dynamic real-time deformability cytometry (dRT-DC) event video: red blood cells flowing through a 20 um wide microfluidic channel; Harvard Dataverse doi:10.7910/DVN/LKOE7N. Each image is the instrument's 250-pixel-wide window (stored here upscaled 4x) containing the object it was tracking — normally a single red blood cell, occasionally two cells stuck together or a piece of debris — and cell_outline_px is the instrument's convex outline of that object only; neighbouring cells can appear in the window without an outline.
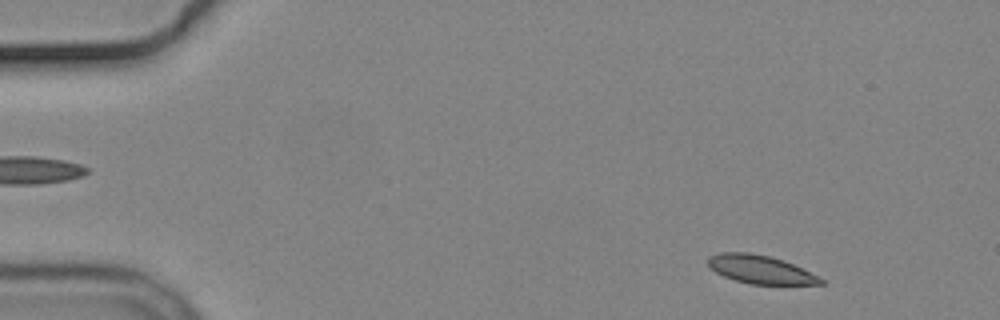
{"species": "common noctule bat (a hibernating species)", "species_latin": "Nyctalus noctula", "temperature_condition": "cold", "stored_images_in_passage": 20, "camera_frame_rate_fps": 3000, "um_per_image_px": 0.085, "animal": {"sex": "male", "body_mass_g": 19.2, "forearm_length_mm": 51.8}, "frame": {"image": 1, "passage_image": 4, "time_ms": 1.0, "image_size_px": [1000, 320], "cell_outline_px": [[824, 284], [748, 284], [724, 276], [716, 272], [708, 264], [708, 256], [720, 252], [748, 252], [768, 256], [784, 260], [824, 280]], "centroid_in_image_um": [64.58, 22.89], "position_along_channel_um": 20.4, "area_um2": 18.26}}
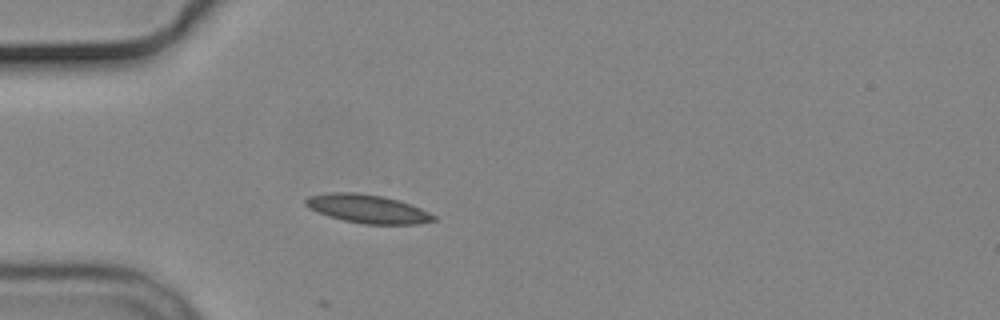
{"frame": {"image": 2, "passage_image": 14, "time_ms": 4.333, "image_size_px": [1000, 320], "cell_outline_px": [[436, 220], [416, 224], [364, 224], [344, 220], [328, 216], [308, 208], [304, 204], [304, 200], [308, 196], [332, 192], [352, 192], [380, 196], [396, 200], [420, 208], [436, 216]], "centroid_in_image_um": [31.2, 17.75], "position_along_channel_um": 53.8, "area_um2": 20.98}}
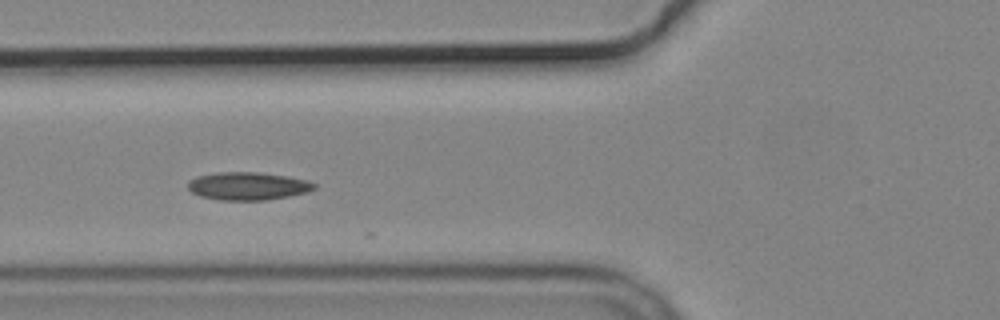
{"frame": {"image": 3, "passage_image": 19, "time_ms": 6.0, "image_size_px": [1000, 320], "cell_outline_px": [[316, 188], [308, 192], [288, 196], [264, 200], [220, 200], [200, 196], [192, 192], [188, 188], [188, 180], [196, 176], [220, 172], [260, 172], [288, 176], [308, 180], [316, 184]], "centroid_in_image_um": [21.08, 15.81], "position_along_channel_um": 104.7, "area_um2": 20.63}}